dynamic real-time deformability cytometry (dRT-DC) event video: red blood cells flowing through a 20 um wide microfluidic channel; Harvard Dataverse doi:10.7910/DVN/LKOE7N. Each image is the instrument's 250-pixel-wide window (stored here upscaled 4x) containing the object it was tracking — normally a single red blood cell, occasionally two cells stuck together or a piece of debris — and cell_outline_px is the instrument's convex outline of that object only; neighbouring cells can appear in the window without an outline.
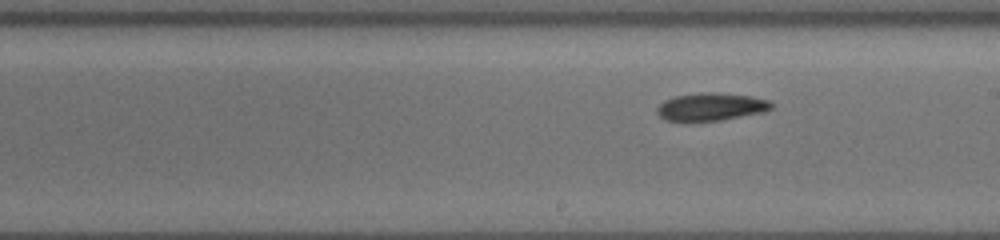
{"species": "common noctule bat (a hibernating species)", "species_latin": "Nyctalus noctula", "temperature_condition": "cold", "stored_images_in_passage": 7, "segment_of_instrument_passage": [2, 2], "camera_frame_rate_fps": 3000, "um_per_image_px": 0.085, "animal": {"sex": "female", "body_mass_g": 19.5, "forearm_length_mm": 54.1}, "frame": {"image": 1, "passage_image": 7, "time_ms": 6.0, "image_size_px": [1000, 240], "cell_outline_px": [[772, 108], [764, 112], [720, 120], [684, 124], [664, 120], [656, 112], [656, 108], [664, 100], [676, 96], [700, 92], [712, 92], [752, 96], [768, 100], [772, 104]], "centroid_in_image_um": [60.36, 9.11], "position_along_channel_um": 228.6, "area_um2": 19.07}}